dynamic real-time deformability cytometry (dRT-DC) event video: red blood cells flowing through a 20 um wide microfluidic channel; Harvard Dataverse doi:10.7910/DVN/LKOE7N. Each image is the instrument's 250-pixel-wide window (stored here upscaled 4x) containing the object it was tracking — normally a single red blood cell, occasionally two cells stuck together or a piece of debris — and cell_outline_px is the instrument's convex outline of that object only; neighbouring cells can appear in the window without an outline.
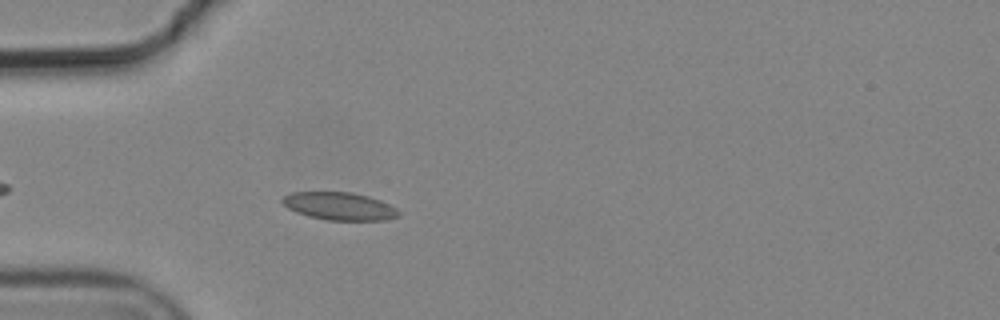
{"species": "common noctule bat (a hibernating species)", "species_latin": "Nyctalus noctula", "temperature_condition": "cold", "stored_images_in_passage": 5, "camera_frame_rate_fps": 3000, "um_per_image_px": 0.085, "animal": {"sex": "male", "body_mass_g": 19.2, "forearm_length_mm": 51.8}, "frame": {"image": 1, "passage_image": 5, "time_ms": 1.333, "image_size_px": [1000, 320], "cell_outline_px": [[400, 216], [384, 220], [328, 220], [308, 216], [296, 212], [288, 208], [280, 200], [284, 196], [292, 192], [352, 192], [368, 196], [380, 200], [396, 208], [400, 212]], "centroid_in_image_um": [28.85, 17.52], "position_along_channel_um": 56.1, "area_um2": 18.79}}